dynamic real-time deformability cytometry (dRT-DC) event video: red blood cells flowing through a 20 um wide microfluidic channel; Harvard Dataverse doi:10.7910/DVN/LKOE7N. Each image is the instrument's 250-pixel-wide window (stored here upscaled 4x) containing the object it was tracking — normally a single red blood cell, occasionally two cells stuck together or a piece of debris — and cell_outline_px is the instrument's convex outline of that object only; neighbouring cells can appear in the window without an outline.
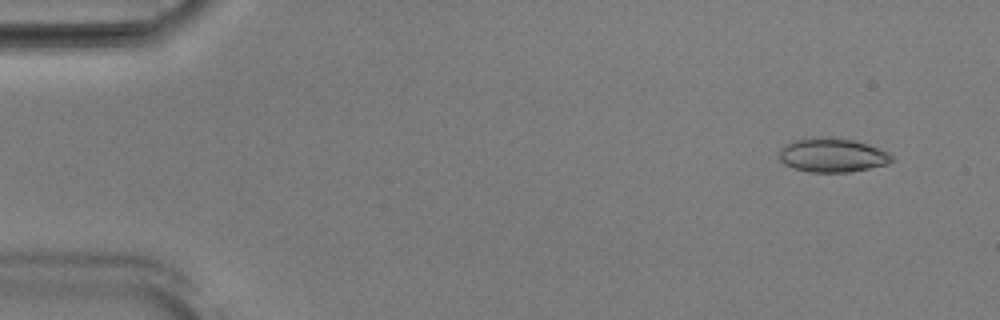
{"species": "Egyptian fruit bat (a non-hibernating species)", "species_latin": "Rousettus aegyptiacus", "temperature_condition": "room temperature", "stored_images_in_passage": 51, "camera_frame_rate_fps": 3000, "um_per_image_px": 0.085, "animal": {"sex": "male"}, "frame": {"image": 1, "passage_image": 3, "time_ms": 0.667, "image_size_px": [1000, 320], "cell_outline_px": [[892, 160], [888, 164], [848, 172], [808, 172], [792, 168], [784, 164], [780, 160], [780, 148], [784, 144], [792, 140], [812, 136], [824, 136], [856, 140], [868, 144], [888, 152], [892, 156]], "centroid_in_image_um": [70.7, 13.17], "position_along_channel_um": 14.3, "area_um2": 22.66}}
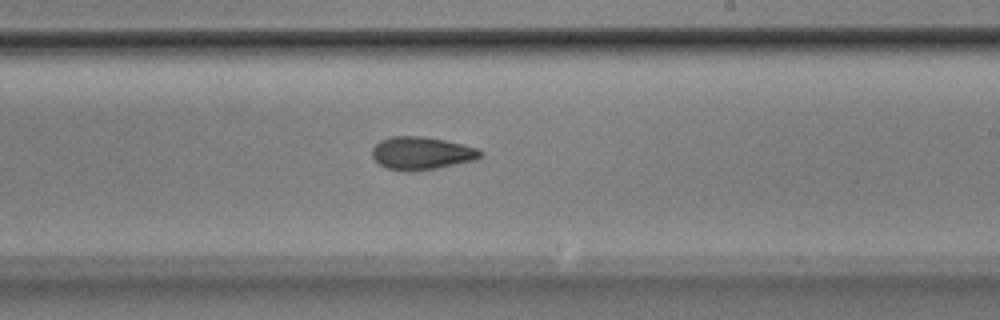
{"frame": {"image": 2, "passage_image": 30, "time_ms": 9.667, "image_size_px": [1000, 320], "cell_outline_px": [[484, 152], [476, 160], [436, 168], [412, 172], [408, 172], [388, 168], [380, 164], [372, 156], [372, 148], [380, 140], [392, 136], [420, 136], [444, 140], [476, 148]], "centroid_in_image_um": [35.82, 13.03], "position_along_channel_um": 253.2, "area_um2": 20.58}}
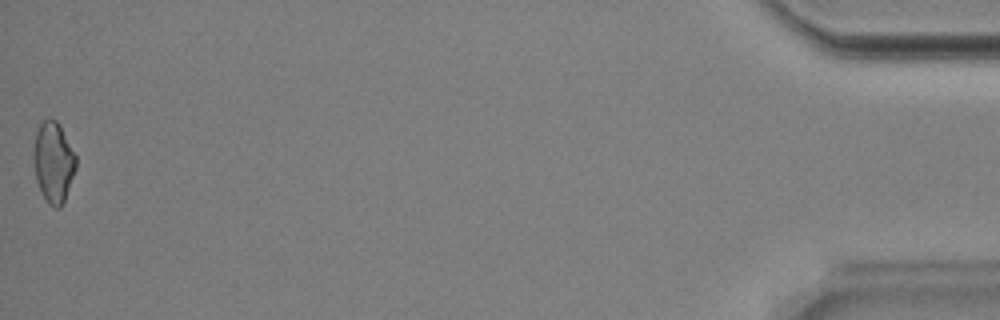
{"frame": {"image": 3, "passage_image": 51, "time_ms": 16.667, "image_size_px": [1000, 320], "cell_outline_px": [[76, 168], [64, 200], [60, 208], [56, 208], [48, 204], [36, 180], [32, 160], [32, 156], [36, 132], [40, 124], [44, 120], [56, 120], [76, 156]], "centroid_in_image_um": [4.52, 13.81], "position_along_channel_um": 430.7, "area_um2": 19.59}, "authors_computed_cell_mechanics": {"area_um2": 20.3456, "velocity_mm_per_s": 3.913, "shape_relaxation_time_tau1_ms": 6.9802, "shape_relaxation_time_tau2_ms": 2.8705, "deformation_change_tau1": 0.1506, "deformation_change_tau2": 0.0854}}